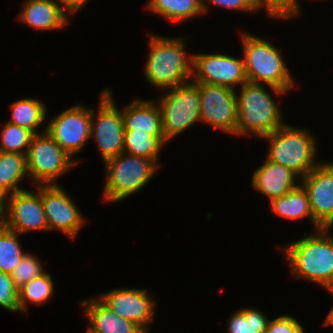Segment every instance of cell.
<instances>
[{"mask_svg": "<svg viewBox=\"0 0 333 333\" xmlns=\"http://www.w3.org/2000/svg\"><path fill=\"white\" fill-rule=\"evenodd\" d=\"M11 119L6 122L16 124L37 134L38 128L46 118V107L40 101L32 98L17 100L11 104Z\"/></svg>", "mask_w": 333, "mask_h": 333, "instance_id": "cb8c5ba5", "label": "cell"}, {"mask_svg": "<svg viewBox=\"0 0 333 333\" xmlns=\"http://www.w3.org/2000/svg\"><path fill=\"white\" fill-rule=\"evenodd\" d=\"M295 333H305L303 327L301 326Z\"/></svg>", "mask_w": 333, "mask_h": 333, "instance_id": "f35d334b", "label": "cell"}, {"mask_svg": "<svg viewBox=\"0 0 333 333\" xmlns=\"http://www.w3.org/2000/svg\"><path fill=\"white\" fill-rule=\"evenodd\" d=\"M163 145L157 137L148 133L136 131H125L124 133L123 153L152 159L157 163Z\"/></svg>", "mask_w": 333, "mask_h": 333, "instance_id": "484cf974", "label": "cell"}, {"mask_svg": "<svg viewBox=\"0 0 333 333\" xmlns=\"http://www.w3.org/2000/svg\"><path fill=\"white\" fill-rule=\"evenodd\" d=\"M259 9H261V0H251Z\"/></svg>", "mask_w": 333, "mask_h": 333, "instance_id": "8d00e7d4", "label": "cell"}, {"mask_svg": "<svg viewBox=\"0 0 333 333\" xmlns=\"http://www.w3.org/2000/svg\"><path fill=\"white\" fill-rule=\"evenodd\" d=\"M19 235L0 221V271L11 274L25 255Z\"/></svg>", "mask_w": 333, "mask_h": 333, "instance_id": "d4e9b609", "label": "cell"}, {"mask_svg": "<svg viewBox=\"0 0 333 333\" xmlns=\"http://www.w3.org/2000/svg\"><path fill=\"white\" fill-rule=\"evenodd\" d=\"M302 179L313 219L322 228L333 225V163H320Z\"/></svg>", "mask_w": 333, "mask_h": 333, "instance_id": "2e32d148", "label": "cell"}, {"mask_svg": "<svg viewBox=\"0 0 333 333\" xmlns=\"http://www.w3.org/2000/svg\"><path fill=\"white\" fill-rule=\"evenodd\" d=\"M241 38L248 82L264 83L277 95L288 93L295 84L279 50L257 36L243 33Z\"/></svg>", "mask_w": 333, "mask_h": 333, "instance_id": "3957f363", "label": "cell"}, {"mask_svg": "<svg viewBox=\"0 0 333 333\" xmlns=\"http://www.w3.org/2000/svg\"><path fill=\"white\" fill-rule=\"evenodd\" d=\"M85 316L89 319L90 329L96 333H145L133 322L115 314L99 298L83 300Z\"/></svg>", "mask_w": 333, "mask_h": 333, "instance_id": "d6986e66", "label": "cell"}, {"mask_svg": "<svg viewBox=\"0 0 333 333\" xmlns=\"http://www.w3.org/2000/svg\"><path fill=\"white\" fill-rule=\"evenodd\" d=\"M262 138L269 141L266 158L285 166L298 177H305L316 163V141L305 129L283 124L280 128ZM301 175V176H299Z\"/></svg>", "mask_w": 333, "mask_h": 333, "instance_id": "5b68a950", "label": "cell"}, {"mask_svg": "<svg viewBox=\"0 0 333 333\" xmlns=\"http://www.w3.org/2000/svg\"><path fill=\"white\" fill-rule=\"evenodd\" d=\"M200 121L231 135H236L238 106L236 91L229 87L198 82Z\"/></svg>", "mask_w": 333, "mask_h": 333, "instance_id": "30bf717a", "label": "cell"}, {"mask_svg": "<svg viewBox=\"0 0 333 333\" xmlns=\"http://www.w3.org/2000/svg\"><path fill=\"white\" fill-rule=\"evenodd\" d=\"M43 268L42 263L37 257L32 254L25 253L19 264L11 273V277L16 288L19 289L35 277L44 273L45 271H43Z\"/></svg>", "mask_w": 333, "mask_h": 333, "instance_id": "f546056e", "label": "cell"}, {"mask_svg": "<svg viewBox=\"0 0 333 333\" xmlns=\"http://www.w3.org/2000/svg\"><path fill=\"white\" fill-rule=\"evenodd\" d=\"M329 228L315 230L283 249L294 276L333 288V238Z\"/></svg>", "mask_w": 333, "mask_h": 333, "instance_id": "6da1fadb", "label": "cell"}, {"mask_svg": "<svg viewBox=\"0 0 333 333\" xmlns=\"http://www.w3.org/2000/svg\"><path fill=\"white\" fill-rule=\"evenodd\" d=\"M106 182L103 188L107 202H119L138 192L155 174L158 163L152 159L128 153L105 161Z\"/></svg>", "mask_w": 333, "mask_h": 333, "instance_id": "8992f818", "label": "cell"}, {"mask_svg": "<svg viewBox=\"0 0 333 333\" xmlns=\"http://www.w3.org/2000/svg\"><path fill=\"white\" fill-rule=\"evenodd\" d=\"M236 95L238 120L236 135H255L262 138L271 134L284 123L278 105L263 85L246 82Z\"/></svg>", "mask_w": 333, "mask_h": 333, "instance_id": "277c9868", "label": "cell"}, {"mask_svg": "<svg viewBox=\"0 0 333 333\" xmlns=\"http://www.w3.org/2000/svg\"><path fill=\"white\" fill-rule=\"evenodd\" d=\"M228 333H265L268 319L257 309L243 308L229 317Z\"/></svg>", "mask_w": 333, "mask_h": 333, "instance_id": "83f0119b", "label": "cell"}, {"mask_svg": "<svg viewBox=\"0 0 333 333\" xmlns=\"http://www.w3.org/2000/svg\"><path fill=\"white\" fill-rule=\"evenodd\" d=\"M193 56L192 80L229 87L248 81L244 59L223 54H197Z\"/></svg>", "mask_w": 333, "mask_h": 333, "instance_id": "4fadbf2b", "label": "cell"}, {"mask_svg": "<svg viewBox=\"0 0 333 333\" xmlns=\"http://www.w3.org/2000/svg\"><path fill=\"white\" fill-rule=\"evenodd\" d=\"M159 100L162 130L166 141L200 122V94L198 82L170 88Z\"/></svg>", "mask_w": 333, "mask_h": 333, "instance_id": "52a82bcc", "label": "cell"}, {"mask_svg": "<svg viewBox=\"0 0 333 333\" xmlns=\"http://www.w3.org/2000/svg\"><path fill=\"white\" fill-rule=\"evenodd\" d=\"M99 299L119 317L149 333L148 324L154 320L156 302L151 300L147 289H114L102 293Z\"/></svg>", "mask_w": 333, "mask_h": 333, "instance_id": "9a60e30c", "label": "cell"}, {"mask_svg": "<svg viewBox=\"0 0 333 333\" xmlns=\"http://www.w3.org/2000/svg\"><path fill=\"white\" fill-rule=\"evenodd\" d=\"M147 9L168 21H183L204 13L201 0H150Z\"/></svg>", "mask_w": 333, "mask_h": 333, "instance_id": "603a6c76", "label": "cell"}, {"mask_svg": "<svg viewBox=\"0 0 333 333\" xmlns=\"http://www.w3.org/2000/svg\"><path fill=\"white\" fill-rule=\"evenodd\" d=\"M86 333H96V332H94L90 328H88V331Z\"/></svg>", "mask_w": 333, "mask_h": 333, "instance_id": "ab89813d", "label": "cell"}, {"mask_svg": "<svg viewBox=\"0 0 333 333\" xmlns=\"http://www.w3.org/2000/svg\"><path fill=\"white\" fill-rule=\"evenodd\" d=\"M125 131L148 133L157 137L164 145L161 112L157 102L135 99L121 111Z\"/></svg>", "mask_w": 333, "mask_h": 333, "instance_id": "e0dca14e", "label": "cell"}, {"mask_svg": "<svg viewBox=\"0 0 333 333\" xmlns=\"http://www.w3.org/2000/svg\"><path fill=\"white\" fill-rule=\"evenodd\" d=\"M302 325L292 316H279L268 321L265 333H295Z\"/></svg>", "mask_w": 333, "mask_h": 333, "instance_id": "d6a6232c", "label": "cell"}, {"mask_svg": "<svg viewBox=\"0 0 333 333\" xmlns=\"http://www.w3.org/2000/svg\"><path fill=\"white\" fill-rule=\"evenodd\" d=\"M37 189L36 193L22 190L3 199L0 221L6 227L20 235L28 231L48 230L41 202V185Z\"/></svg>", "mask_w": 333, "mask_h": 333, "instance_id": "8fae6325", "label": "cell"}, {"mask_svg": "<svg viewBox=\"0 0 333 333\" xmlns=\"http://www.w3.org/2000/svg\"><path fill=\"white\" fill-rule=\"evenodd\" d=\"M271 210L281 217L291 220H297L304 217H309L315 225L316 230L322 227L313 219L312 210L306 190L298 183V185L287 192L283 196L274 198L270 201Z\"/></svg>", "mask_w": 333, "mask_h": 333, "instance_id": "44dd1931", "label": "cell"}, {"mask_svg": "<svg viewBox=\"0 0 333 333\" xmlns=\"http://www.w3.org/2000/svg\"><path fill=\"white\" fill-rule=\"evenodd\" d=\"M28 177L26 155L0 151V197L22 191L17 186L24 176Z\"/></svg>", "mask_w": 333, "mask_h": 333, "instance_id": "7402d4cb", "label": "cell"}, {"mask_svg": "<svg viewBox=\"0 0 333 333\" xmlns=\"http://www.w3.org/2000/svg\"><path fill=\"white\" fill-rule=\"evenodd\" d=\"M33 135L32 131L7 122L0 135V151L26 155Z\"/></svg>", "mask_w": 333, "mask_h": 333, "instance_id": "f1b7e54d", "label": "cell"}, {"mask_svg": "<svg viewBox=\"0 0 333 333\" xmlns=\"http://www.w3.org/2000/svg\"><path fill=\"white\" fill-rule=\"evenodd\" d=\"M56 1H58V4L60 2V7L65 13L68 11L70 12L68 14H74L78 10H80V8L84 6V4L87 3L86 1L89 0H56ZM62 5L64 7H62ZM63 8H65L66 10Z\"/></svg>", "mask_w": 333, "mask_h": 333, "instance_id": "e575fe53", "label": "cell"}, {"mask_svg": "<svg viewBox=\"0 0 333 333\" xmlns=\"http://www.w3.org/2000/svg\"><path fill=\"white\" fill-rule=\"evenodd\" d=\"M3 212V199L0 197V217L2 215Z\"/></svg>", "mask_w": 333, "mask_h": 333, "instance_id": "74e56055", "label": "cell"}, {"mask_svg": "<svg viewBox=\"0 0 333 333\" xmlns=\"http://www.w3.org/2000/svg\"><path fill=\"white\" fill-rule=\"evenodd\" d=\"M295 177L298 176L290 169L266 158L265 163L254 171L252 185L271 201L294 189L298 185Z\"/></svg>", "mask_w": 333, "mask_h": 333, "instance_id": "ac0fdd59", "label": "cell"}, {"mask_svg": "<svg viewBox=\"0 0 333 333\" xmlns=\"http://www.w3.org/2000/svg\"><path fill=\"white\" fill-rule=\"evenodd\" d=\"M149 37L150 51L144 68L148 82L163 90L191 81L193 56H187L182 38Z\"/></svg>", "mask_w": 333, "mask_h": 333, "instance_id": "7a4b0ae2", "label": "cell"}, {"mask_svg": "<svg viewBox=\"0 0 333 333\" xmlns=\"http://www.w3.org/2000/svg\"><path fill=\"white\" fill-rule=\"evenodd\" d=\"M19 20L39 30H57L68 23V15L55 0H27Z\"/></svg>", "mask_w": 333, "mask_h": 333, "instance_id": "ffe728a7", "label": "cell"}, {"mask_svg": "<svg viewBox=\"0 0 333 333\" xmlns=\"http://www.w3.org/2000/svg\"><path fill=\"white\" fill-rule=\"evenodd\" d=\"M0 306L10 312H21L19 289L16 288L11 274L0 271Z\"/></svg>", "mask_w": 333, "mask_h": 333, "instance_id": "4dcf8cb0", "label": "cell"}, {"mask_svg": "<svg viewBox=\"0 0 333 333\" xmlns=\"http://www.w3.org/2000/svg\"><path fill=\"white\" fill-rule=\"evenodd\" d=\"M209 3L215 6H222L228 9L230 8L231 10L233 9L247 12H254L259 9L251 0H201L204 13L208 10L207 5H209Z\"/></svg>", "mask_w": 333, "mask_h": 333, "instance_id": "836d02e7", "label": "cell"}, {"mask_svg": "<svg viewBox=\"0 0 333 333\" xmlns=\"http://www.w3.org/2000/svg\"><path fill=\"white\" fill-rule=\"evenodd\" d=\"M46 132L69 156H74L91 138V109L80 104L66 109L50 120Z\"/></svg>", "mask_w": 333, "mask_h": 333, "instance_id": "7c38bea8", "label": "cell"}, {"mask_svg": "<svg viewBox=\"0 0 333 333\" xmlns=\"http://www.w3.org/2000/svg\"><path fill=\"white\" fill-rule=\"evenodd\" d=\"M53 293L52 277L49 273H42L27 284L19 288L21 311H27V302L42 305L47 303Z\"/></svg>", "mask_w": 333, "mask_h": 333, "instance_id": "4316f807", "label": "cell"}, {"mask_svg": "<svg viewBox=\"0 0 333 333\" xmlns=\"http://www.w3.org/2000/svg\"><path fill=\"white\" fill-rule=\"evenodd\" d=\"M46 132L34 134L26 154L29 179L37 185H52L78 163L72 159Z\"/></svg>", "mask_w": 333, "mask_h": 333, "instance_id": "ba28073f", "label": "cell"}, {"mask_svg": "<svg viewBox=\"0 0 333 333\" xmlns=\"http://www.w3.org/2000/svg\"><path fill=\"white\" fill-rule=\"evenodd\" d=\"M329 290L332 295H333V288H329L327 289ZM329 325H333V306H332V309L329 311L325 321H324V326H329Z\"/></svg>", "mask_w": 333, "mask_h": 333, "instance_id": "d590c367", "label": "cell"}, {"mask_svg": "<svg viewBox=\"0 0 333 333\" xmlns=\"http://www.w3.org/2000/svg\"><path fill=\"white\" fill-rule=\"evenodd\" d=\"M265 7L268 16L288 19L297 16L300 7L297 0H261V8Z\"/></svg>", "mask_w": 333, "mask_h": 333, "instance_id": "1f68e13d", "label": "cell"}, {"mask_svg": "<svg viewBox=\"0 0 333 333\" xmlns=\"http://www.w3.org/2000/svg\"><path fill=\"white\" fill-rule=\"evenodd\" d=\"M100 96L97 114L94 115V110L91 109L90 137H95L105 162L123 153L125 129L122 113L117 108L111 91L107 88Z\"/></svg>", "mask_w": 333, "mask_h": 333, "instance_id": "9c48e42d", "label": "cell"}, {"mask_svg": "<svg viewBox=\"0 0 333 333\" xmlns=\"http://www.w3.org/2000/svg\"><path fill=\"white\" fill-rule=\"evenodd\" d=\"M41 202L48 230H60L75 238L85 222L71 197L58 184L41 185Z\"/></svg>", "mask_w": 333, "mask_h": 333, "instance_id": "5bb4252c", "label": "cell"}]
</instances>
